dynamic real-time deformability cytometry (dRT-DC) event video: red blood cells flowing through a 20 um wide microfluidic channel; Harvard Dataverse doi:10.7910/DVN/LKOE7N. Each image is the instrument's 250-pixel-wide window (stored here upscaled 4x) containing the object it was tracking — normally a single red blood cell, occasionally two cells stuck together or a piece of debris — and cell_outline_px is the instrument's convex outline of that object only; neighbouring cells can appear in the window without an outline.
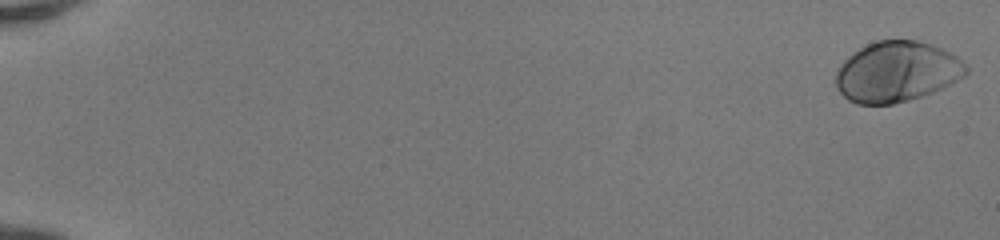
{"species": "human", "species_latin": "Homo sapiens", "temperature_condition": "room temperature", "stored_images_in_passage": 51, "camera_frame_rate_fps": 3000, "um_per_image_px": 0.085, "donor": {"sex": "female"}, "frame": {"image": 1, "passage_image": 1, "time_ms": 0.0, "image_size_px": [1000, 240], "cell_outline_px": [[968, 72], [964, 76], [932, 92], [908, 100], [892, 104], [856, 104], [848, 100], [836, 88], [836, 72], [840, 64], [852, 52], [876, 40], [916, 40], [940, 48], [956, 56], [968, 68]], "centroid_in_image_um": [76.18, 6.1], "position_along_channel_um": 8.8, "area_um2": 45.55}}
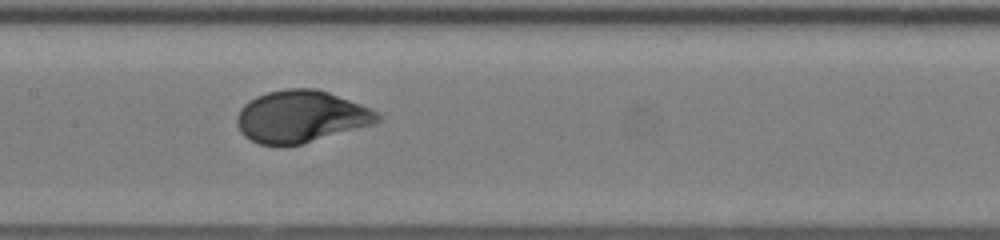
{"frame": {"image": 2, "passage_image": 28, "time_ms": 9.0, "image_size_px": [1000, 240], "cell_outline_px": [[380, 120], [376, 124], [300, 144], [280, 148], [260, 144], [244, 136], [240, 132], [236, 124], [236, 116], [240, 108], [248, 100], [256, 96], [268, 92], [288, 88], [316, 88], [328, 92], [372, 108], [380, 116]], "centroid_in_image_um": [25.55, 9.92], "position_along_channel_um": 181.8, "area_um2": 43.12}}
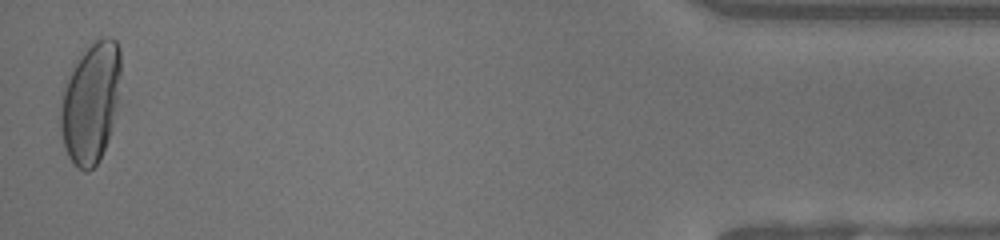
{"frame": {"image": 3, "passage_image": 51, "time_ms": 16.667, "image_size_px": [1000, 240], "cell_outline_px": [[120, 104], [108, 140], [96, 164], [88, 172], [84, 172], [76, 168], [72, 164], [64, 148], [60, 128], [60, 108], [64, 88], [72, 64], [96, 40], [104, 36], [112, 36], [116, 40], [120, 48]], "centroid_in_image_um": [7.73, 8.73], "position_along_channel_um": 427.5, "area_um2": 43.18}, "authors_computed_cell_mechanics": {"area_um2": 42.9454, "velocity_mm_per_s": 4.132, "shape_relaxation_time_tau1_ms": 2.3839, "shape_relaxation_time_tau2_ms": null, "deformation_change_tau1": 0.1613, "deformation_change_tau2": null}}